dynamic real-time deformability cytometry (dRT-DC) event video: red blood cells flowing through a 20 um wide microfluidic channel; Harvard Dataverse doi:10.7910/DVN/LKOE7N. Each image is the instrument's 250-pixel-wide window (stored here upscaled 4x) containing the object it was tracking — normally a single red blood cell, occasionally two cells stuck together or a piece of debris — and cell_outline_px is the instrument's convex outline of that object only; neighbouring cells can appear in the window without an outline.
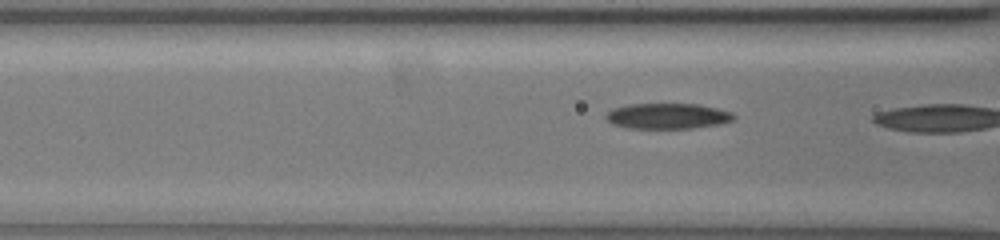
{"species": "common noctule bat (a hibernating species)", "species_latin": "Nyctalus noctula", "temperature_condition": "warm", "stored_images_in_passage": 6, "camera_frame_rate_fps": 3000, "um_per_image_px": 0.085, "animal": {"sex": "female", "body_mass_g": 19.5, "forearm_length_mm": 54.1}, "frame": {"image": 1, "passage_image": 4, "time_ms": 1.0, "image_size_px": [1000, 240], "cell_outline_px": [[732, 120], [720, 124], [692, 128], [624, 128], [612, 124], [604, 116], [612, 108], [628, 104], [696, 104], [716, 108], [732, 112]], "centroid_in_image_um": [56.68, 9.86], "position_along_channel_um": 109.9, "area_um2": 18.96}}